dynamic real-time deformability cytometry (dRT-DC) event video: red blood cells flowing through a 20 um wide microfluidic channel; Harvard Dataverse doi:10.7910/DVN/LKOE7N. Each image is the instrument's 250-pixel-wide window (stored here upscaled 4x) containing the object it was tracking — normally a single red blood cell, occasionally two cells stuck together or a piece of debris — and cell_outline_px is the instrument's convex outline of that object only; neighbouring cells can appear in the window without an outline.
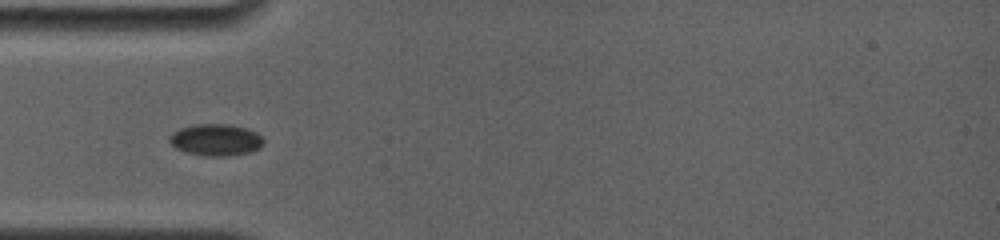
{"species": "common noctule bat (a hibernating species)", "species_latin": "Nyctalus noctula", "temperature_condition": "room temperature", "stored_images_in_passage": 43, "camera_frame_rate_fps": 4000, "um_per_image_px": 0.085, "animal": {"sex": "female", "body_mass_g": 19.0, "forearm_length_mm": 56.7}, "frame": {"image": 1, "passage_image": 7, "time_ms": 2.0, "image_size_px": [1000, 240], "cell_outline_px": [[264, 144], [260, 148], [248, 152], [228, 156], [204, 156], [188, 152], [176, 148], [168, 140], [168, 136], [172, 132], [180, 128], [196, 124], [228, 124], [244, 128], [256, 132], [264, 140]], "centroid_in_image_um": [18.33, 11.88], "position_along_channel_um": 66.7, "area_um2": 17.34}}
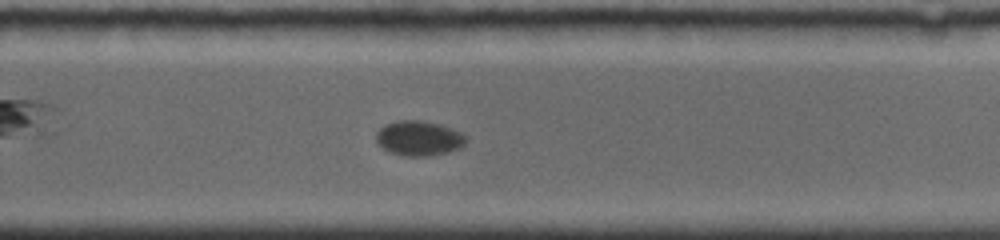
{"frame": {"image": 2, "passage_image": 26, "time_ms": 8.25, "image_size_px": [1000, 240], "cell_outline_px": [[468, 140], [460, 148], [448, 152], [428, 156], [404, 156], [388, 152], [376, 144], [376, 132], [384, 124], [400, 120], [420, 120], [440, 124], [452, 128], [460, 132]], "centroid_in_image_um": [35.57, 11.75], "position_along_channel_um": 294.2, "area_um2": 18.5}}
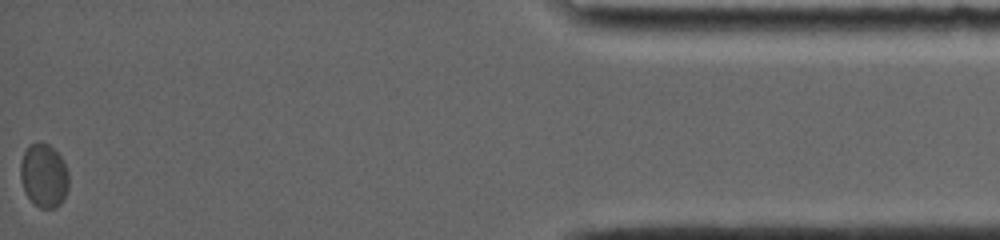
{"frame": {"image": 3, "passage_image": 43, "time_ms": 14.0, "image_size_px": [1000, 240], "cell_outline_px": [[68, 188], [64, 200], [56, 208], [40, 208], [28, 196], [24, 188], [20, 176], [20, 164], [24, 152], [28, 144], [36, 140], [48, 144], [60, 156], [68, 172]], "centroid_in_image_um": [3.73, 14.9], "position_along_channel_um": 431.5, "area_um2": 17.92}, "authors_computed_cell_mechanics": {"area_um2": 18.0914, "velocity_mm_per_s": 3.643, "shape_relaxation_time_tau1_ms": 3.0628, "shape_relaxation_time_tau2_ms": null, "deformation_change_tau1": 0.05, "deformation_change_tau2": null}}